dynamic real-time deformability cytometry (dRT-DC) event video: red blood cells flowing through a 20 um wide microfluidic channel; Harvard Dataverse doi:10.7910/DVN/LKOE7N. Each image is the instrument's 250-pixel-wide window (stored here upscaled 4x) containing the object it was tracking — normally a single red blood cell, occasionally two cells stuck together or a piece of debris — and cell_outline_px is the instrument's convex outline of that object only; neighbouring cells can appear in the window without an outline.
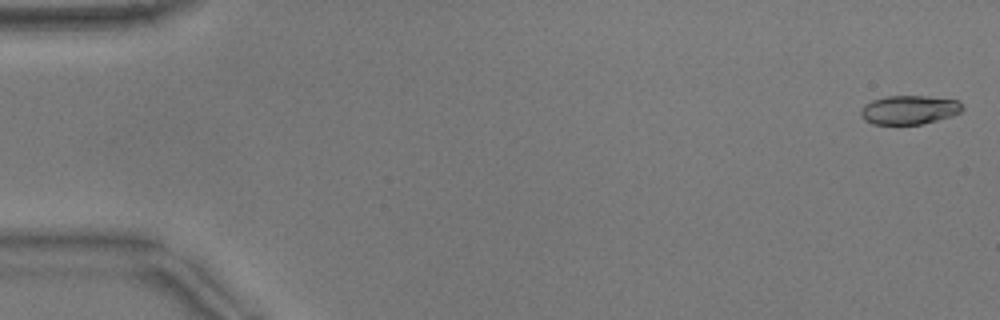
{"species": "common noctule bat (a hibernating species)", "species_latin": "Nyctalus noctula", "temperature_condition": "warm", "stored_images_in_passage": 52, "camera_frame_rate_fps": 3000, "um_per_image_px": 0.085, "animal": {"sex": "male", "body_mass_g": 17.9}, "frame": {"image": 1, "passage_image": 1, "time_ms": 0.0, "image_size_px": [1000, 320], "cell_outline_px": [[964, 108], [960, 112], [952, 116], [920, 124], [872, 124], [864, 120], [860, 116], [860, 112], [864, 104], [872, 100], [888, 96], [928, 96], [956, 100]], "centroid_in_image_um": [77.25, 9.34], "position_along_channel_um": 7.8, "area_um2": 17.05}}
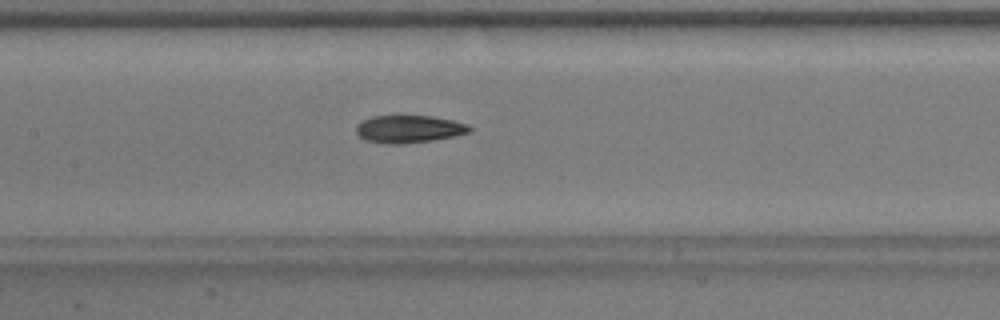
{"frame": {"image": 2, "passage_image": 25, "time_ms": 8.0, "image_size_px": [1000, 320], "cell_outline_px": [[472, 128], [468, 132], [456, 136], [432, 140], [404, 144], [384, 144], [364, 140], [356, 132], [356, 124], [360, 120], [372, 116], [396, 112], [432, 116], [452, 120], [468, 124]], "centroid_in_image_um": [34.68, 10.92], "position_along_channel_um": 172.7, "area_um2": 19.25}}
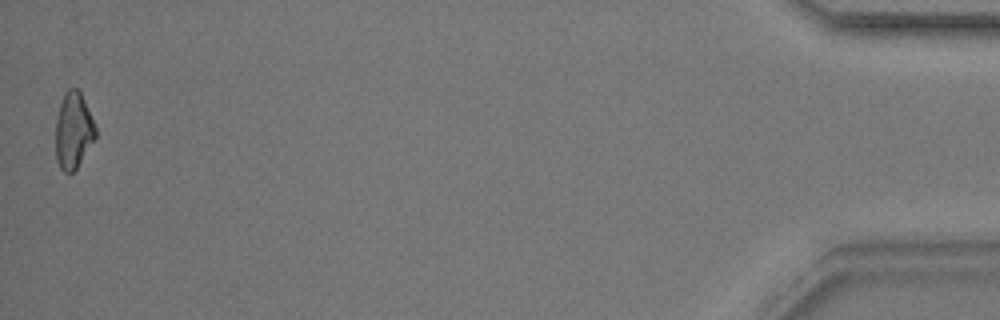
{"frame": {"image": 3, "passage_image": 52, "time_ms": 17.0, "image_size_px": [1000, 320], "cell_outline_px": [[96, 136], [76, 168], [72, 172], [64, 172], [60, 168], [56, 160], [56, 116], [64, 92], [68, 88], [76, 88], [80, 92], [84, 100], [96, 128]], "centroid_in_image_um": [6.21, 11.08], "position_along_channel_um": 429.0, "area_um2": 17.51}, "authors_computed_cell_mechanics": {"area_um2": 18.0336, "velocity_mm_per_s": 3.8682, "shape_relaxation_time_tau1_ms": 6.3374, "shape_relaxation_time_tau2_ms": 2.1405, "deformation_change_tau1": 0.1969, "deformation_change_tau2": 0.0831}}